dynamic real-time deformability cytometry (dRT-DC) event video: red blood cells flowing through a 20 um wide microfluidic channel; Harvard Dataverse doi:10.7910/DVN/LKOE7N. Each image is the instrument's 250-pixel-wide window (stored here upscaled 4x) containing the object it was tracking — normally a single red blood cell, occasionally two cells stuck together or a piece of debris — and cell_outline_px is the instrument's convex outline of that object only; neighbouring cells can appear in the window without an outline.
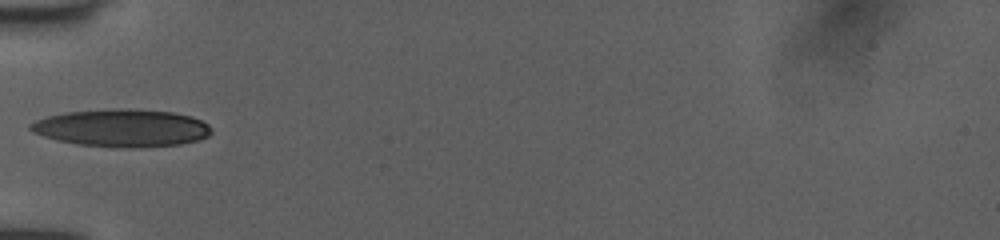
{"species": "human", "species_latin": "Homo sapiens", "temperature_condition": "room temperature", "stored_images_in_passage": 29, "camera_frame_rate_fps": 3000, "um_per_image_px": 0.085, "donor": {"sex": "female"}, "frame": {"image": 1, "passage_image": 1, "time_ms": 0.0, "image_size_px": [1000, 240], "cell_outline_px": [[212, 132], [208, 136], [200, 140], [180, 144], [132, 148], [112, 148], [80, 144], [56, 140], [32, 132], [28, 128], [28, 124], [36, 120], [48, 116], [68, 112], [112, 108], [136, 108], [172, 112], [192, 116], [208, 124], [212, 128]], "centroid_in_image_um": [10.38, 10.87], "position_along_channel_um": 74.6, "area_um2": 40.06}}
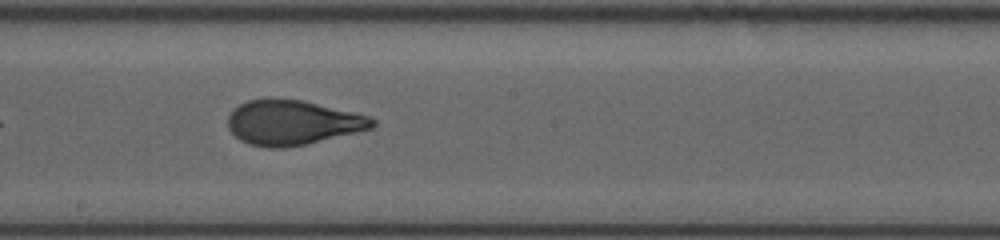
{"frame": {"image": 2, "passage_image": 10, "time_ms": 3.0, "image_size_px": [1000, 240], "cell_outline_px": [[376, 124], [372, 128], [304, 144], [284, 148], [268, 148], [252, 144], [240, 140], [228, 128], [228, 116], [240, 104], [248, 100], [268, 96], [276, 96], [300, 100], [352, 112], [368, 116], [376, 120]], "centroid_in_image_um": [24.82, 10.39], "position_along_channel_um": 223.4, "area_um2": 37.51}}
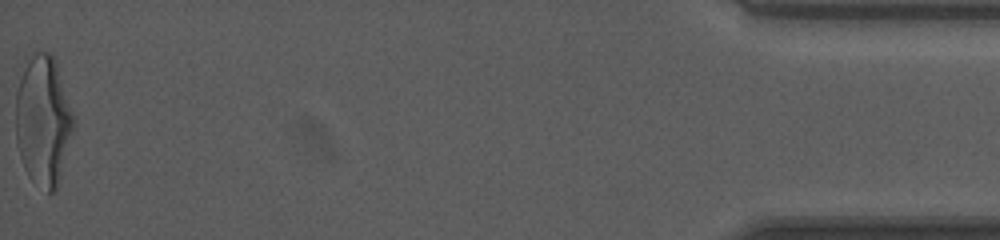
{"frame": {"image": 3, "passage_image": 29, "time_ms": 9.333, "image_size_px": [1000, 240], "cell_outline_px": [[76, 124], [56, 192], [48, 192], [32, 180], [28, 176], [24, 168], [16, 144], [16, 92], [20, 80], [32, 52], [52, 52], [56, 60], [76, 116]], "centroid_in_image_um": [3.72, 10.25], "position_along_channel_um": 431.5, "area_um2": 44.51}, "authors_computed_cell_mechanics": {"area_um2": 37.6856, "velocity_mm_per_s": 4.0612, "shape_relaxation_time_tau1_ms": 2.5895, "shape_relaxation_time_tau2_ms": null, "deformation_change_tau1": 0.1753, "deformation_change_tau2": null}}